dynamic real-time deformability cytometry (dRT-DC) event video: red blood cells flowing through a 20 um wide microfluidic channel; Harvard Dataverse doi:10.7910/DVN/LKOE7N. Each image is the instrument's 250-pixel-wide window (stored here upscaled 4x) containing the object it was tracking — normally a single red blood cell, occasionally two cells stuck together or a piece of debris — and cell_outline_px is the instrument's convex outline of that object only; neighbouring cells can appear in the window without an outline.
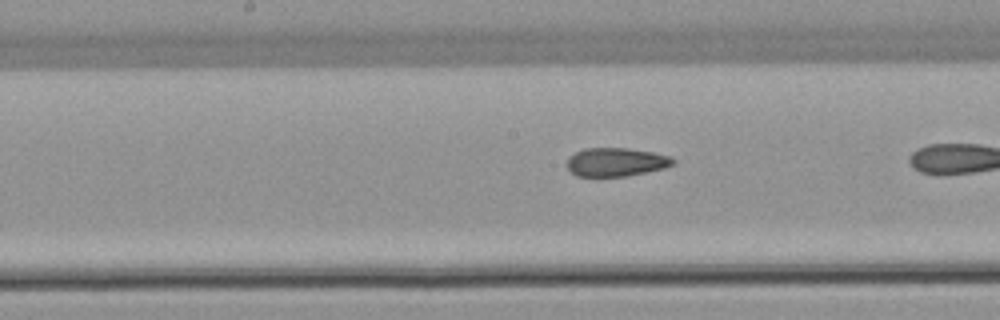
{"species": "common noctule bat (a hibernating species)", "species_latin": "Nyctalus noctula", "temperature_condition": "warm", "stored_images_in_passage": 39, "camera_frame_rate_fps": 3000, "um_per_image_px": 0.085, "animal": {"sex": "female", "body_mass_g": 22.7, "forearm_length_mm": 54.2}, "frame": {"image": 1, "passage_image": 25, "time_ms": 8.0, "image_size_px": [1000, 320], "cell_outline_px": [[676, 164], [664, 168], [628, 176], [596, 180], [576, 176], [568, 168], [568, 156], [584, 148], [628, 148], [652, 152], [672, 156], [676, 160]], "centroid_in_image_um": [52.35, 13.82], "position_along_channel_um": 195.9, "area_um2": 18.5}}